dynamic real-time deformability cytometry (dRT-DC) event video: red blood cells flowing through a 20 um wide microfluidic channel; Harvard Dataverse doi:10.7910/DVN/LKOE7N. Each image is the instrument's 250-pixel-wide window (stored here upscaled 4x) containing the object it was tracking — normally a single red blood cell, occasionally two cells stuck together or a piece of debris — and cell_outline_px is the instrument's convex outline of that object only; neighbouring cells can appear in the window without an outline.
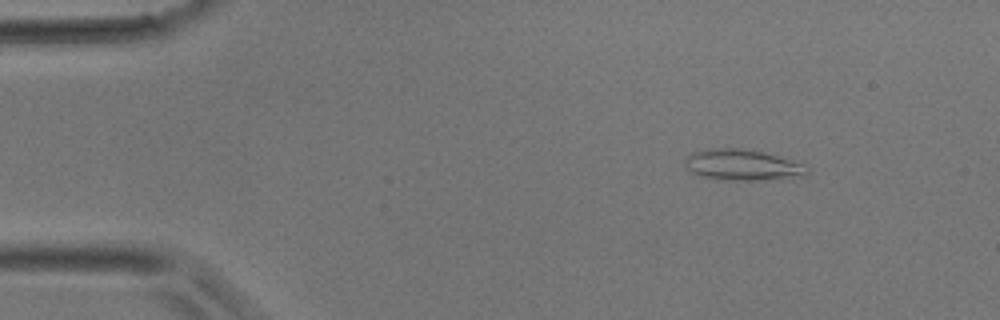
{"species": "common noctule bat (a hibernating species)", "species_latin": "Nyctalus noctula", "temperature_condition": "room temperature", "stored_images_in_passage": 2, "camera_frame_rate_fps": 3000, "um_per_image_px": 0.085, "animal": {"sex": "male", "body_mass_g": 17.9}, "frame": {"image": 1, "passage_image": 1, "time_ms": 0.0, "image_size_px": [1000, 320], "cell_outline_px": [[808, 172], [800, 176], [776, 180], [716, 180], [700, 176], [692, 172], [684, 164], [684, 160], [692, 152], [704, 148], [740, 148], [764, 152], [804, 164]], "centroid_in_image_um": [63.06, 14.03], "position_along_channel_um": 21.9, "area_um2": 22.25}}